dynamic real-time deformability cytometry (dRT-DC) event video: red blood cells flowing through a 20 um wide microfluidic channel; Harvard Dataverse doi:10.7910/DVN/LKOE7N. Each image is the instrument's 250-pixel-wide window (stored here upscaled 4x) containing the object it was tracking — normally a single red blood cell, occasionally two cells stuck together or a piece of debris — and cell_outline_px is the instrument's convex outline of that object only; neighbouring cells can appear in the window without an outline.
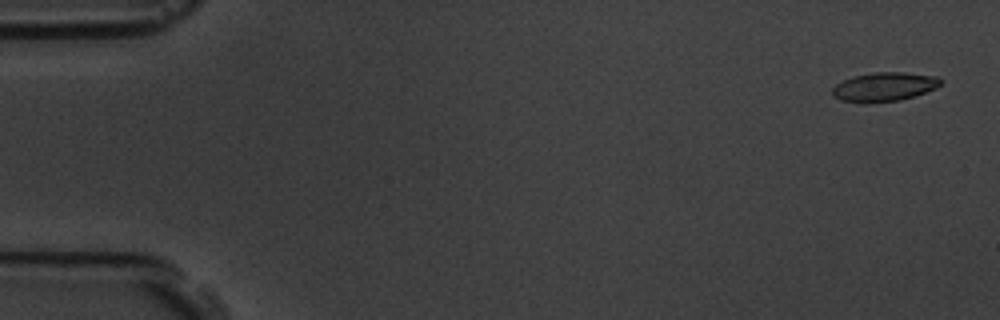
{"species": "common noctule bat (a hibernating species)", "species_latin": "Nyctalus noctula", "temperature_condition": "room temperature", "stored_images_in_passage": 4, "camera_frame_rate_fps": 3000, "um_per_image_px": 0.085, "animal": {"sex": "male", "body_mass_g": 19.5, "forearm_length_mm": 54.6}, "frame": {"image": 1, "passage_image": 1, "time_ms": 0.0, "image_size_px": [1000, 320], "cell_outline_px": [[944, 80], [936, 88], [900, 100], [840, 100], [832, 96], [832, 88], [836, 84], [852, 76], [876, 72], [904, 72], [936, 76]], "centroid_in_image_um": [75.19, 7.33], "position_along_channel_um": 9.8, "area_um2": 17.57}}